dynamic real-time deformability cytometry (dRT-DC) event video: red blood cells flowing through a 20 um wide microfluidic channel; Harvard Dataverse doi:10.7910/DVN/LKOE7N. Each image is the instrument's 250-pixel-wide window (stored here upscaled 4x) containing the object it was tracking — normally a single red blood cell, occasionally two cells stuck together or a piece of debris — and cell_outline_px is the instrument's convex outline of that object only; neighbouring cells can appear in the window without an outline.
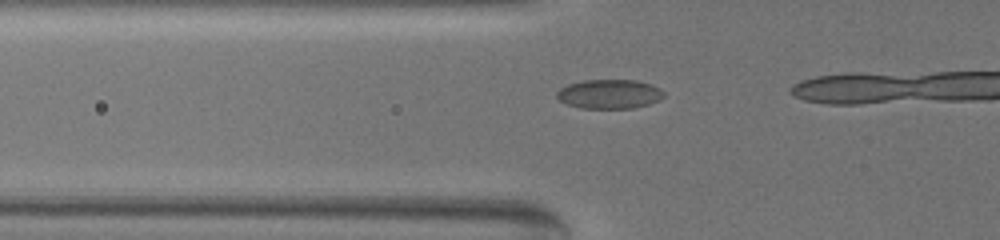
{"species": "common noctule bat (a hibernating species)", "species_latin": "Nyctalus noctula", "temperature_condition": "warm", "stored_images_in_passage": 4, "camera_frame_rate_fps": 3000, "um_per_image_px": 0.085, "animal": {"sex": "female", "body_mass_g": 19.5, "forearm_length_mm": 54.1}, "frame": {"image": 1, "passage_image": 2, "time_ms": 0.333, "image_size_px": [1000, 240], "cell_outline_px": [[544, 216], [532, 220], [524, 220], [424, 216], [412, 200], [516, 200]], "centroid_in_image_um": [40.58, 17.79], "position_along_channel_um": 85.2, "area_um2": 14.8}}